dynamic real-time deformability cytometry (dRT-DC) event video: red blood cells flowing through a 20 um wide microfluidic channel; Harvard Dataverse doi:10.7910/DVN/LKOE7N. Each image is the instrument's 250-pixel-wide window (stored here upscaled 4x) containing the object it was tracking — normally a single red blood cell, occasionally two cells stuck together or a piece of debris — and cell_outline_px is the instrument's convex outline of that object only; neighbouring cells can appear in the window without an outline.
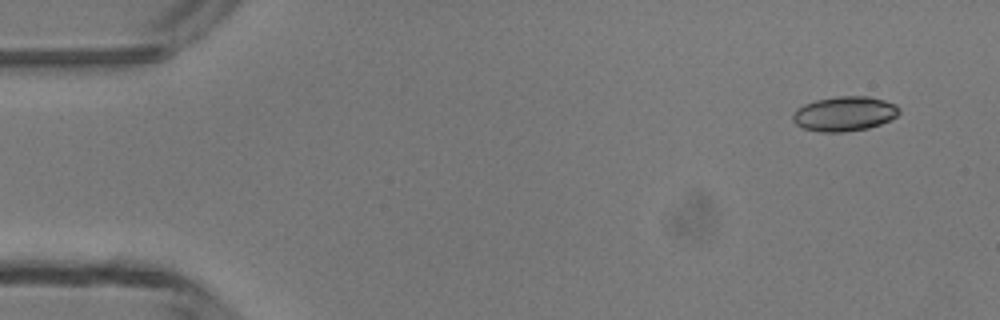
{"species": "common noctule bat (a hibernating species)", "species_latin": "Nyctalus noctula", "temperature_condition": "room temperature", "stored_images_in_passage": 4, "camera_frame_rate_fps": 3000, "um_per_image_px": 0.085, "animal": {"sex": "male", "body_mass_g": 13.3}, "frame": {"image": 1, "passage_image": 1, "time_ms": 0.0, "image_size_px": [1000, 320], "cell_outline_px": [[900, 112], [892, 120], [868, 128], [840, 132], [820, 132], [804, 128], [796, 124], [792, 120], [792, 116], [796, 108], [804, 104], [816, 100], [836, 96], [868, 96], [884, 100], [896, 104], [900, 108]], "centroid_in_image_um": [71.79, 9.66], "position_along_channel_um": 13.2, "area_um2": 21.62}}
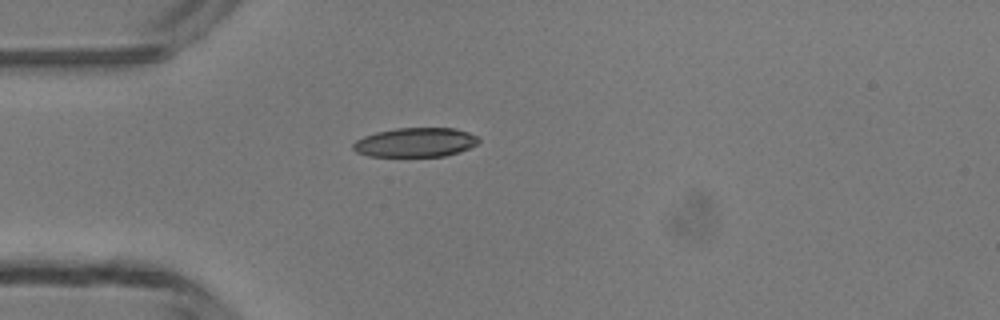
{"frame": {"image": 2, "passage_image": 3, "time_ms": 3.333, "image_size_px": [1000, 320], "cell_outline_px": [[480, 140], [476, 144], [460, 152], [444, 156], [368, 156], [356, 152], [352, 148], [352, 144], [356, 140], [364, 136], [376, 132], [396, 128], [456, 128], [468, 132], [476, 136]], "centroid_in_image_um": [35.29, 12.1], "position_along_channel_um": 49.7, "area_um2": 21.39}}